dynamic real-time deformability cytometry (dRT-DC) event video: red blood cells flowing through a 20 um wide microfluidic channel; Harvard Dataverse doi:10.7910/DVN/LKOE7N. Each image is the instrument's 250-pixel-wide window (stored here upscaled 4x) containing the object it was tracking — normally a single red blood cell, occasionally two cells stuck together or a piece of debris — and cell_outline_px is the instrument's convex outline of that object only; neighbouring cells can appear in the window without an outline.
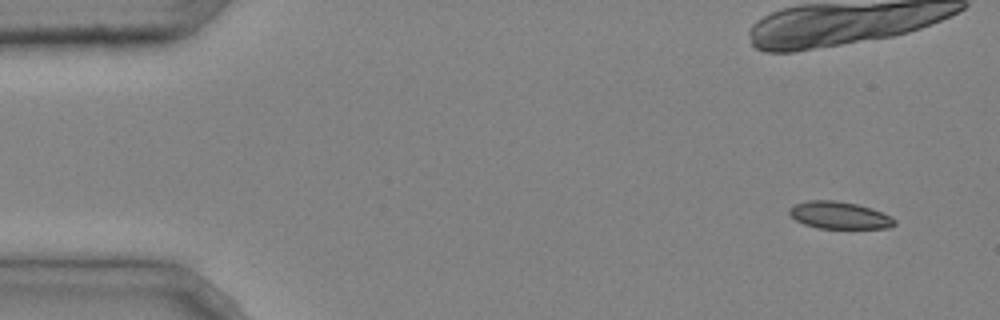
{"species": "common noctule bat (a hibernating species)", "species_latin": "Nyctalus noctula", "temperature_condition": "cold", "stored_images_in_passage": 5, "camera_frame_rate_fps": 3000, "um_per_image_px": 0.085, "animal": {"sex": "male", "body_mass_g": 20.4}, "frame": {"image": 1, "passage_image": 1, "time_ms": 0.0, "image_size_px": [1000, 320], "cell_outline_px": [[896, 224], [888, 228], [820, 228], [804, 224], [796, 220], [788, 212], [788, 208], [796, 204], [808, 200], [832, 200], [856, 204], [872, 208], [892, 216], [896, 220]], "centroid_in_image_um": [71.36, 18.29], "position_along_channel_um": 13.6, "area_um2": 16.65}}